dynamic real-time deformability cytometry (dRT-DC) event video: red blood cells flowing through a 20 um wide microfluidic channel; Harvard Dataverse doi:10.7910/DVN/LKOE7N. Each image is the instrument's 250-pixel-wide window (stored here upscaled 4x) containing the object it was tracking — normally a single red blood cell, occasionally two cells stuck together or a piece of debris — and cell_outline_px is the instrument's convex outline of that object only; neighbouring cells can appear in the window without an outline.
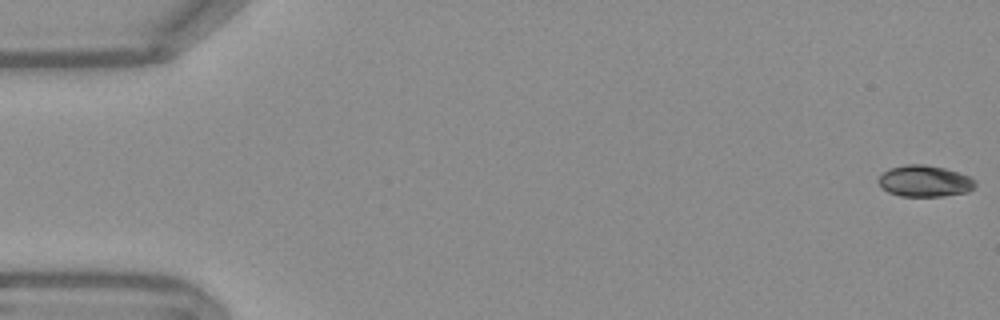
{"species": "Egyptian fruit bat (a non-hibernating species)", "species_latin": "Rousettus aegyptiacus", "temperature_condition": "warm", "stored_images_in_passage": 54, "camera_frame_rate_fps": 3000, "um_per_image_px": 0.085, "frame": {"image": 1, "passage_image": 1, "time_ms": 0.0, "image_size_px": [1000, 320], "cell_outline_px": [[976, 184], [968, 192], [944, 196], [900, 196], [888, 192], [876, 180], [888, 168], [904, 164], [924, 164], [944, 168], [968, 176], [976, 180]], "centroid_in_image_um": [78.58, 15.39], "position_along_channel_um": 6.4, "area_um2": 17.69}}
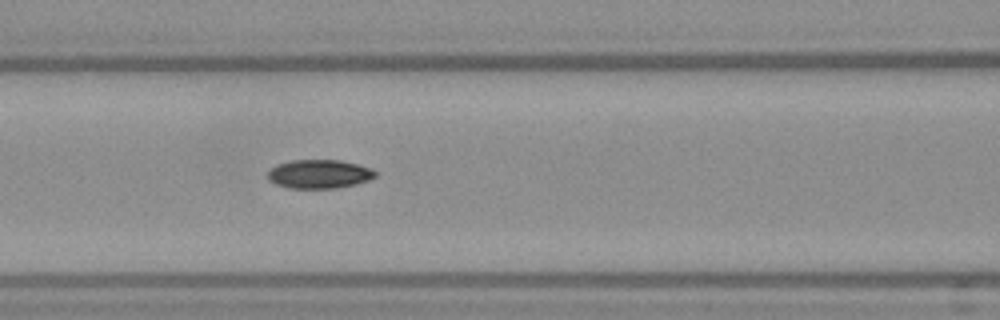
{"frame": {"image": 2, "passage_image": 23, "time_ms": 7.333, "image_size_px": [1000, 320], "cell_outline_px": [[376, 176], [368, 180], [356, 184], [336, 188], [288, 188], [276, 184], [268, 180], [268, 172], [276, 164], [292, 160], [340, 160], [372, 168], [376, 172]], "centroid_in_image_um": [27.13, 14.79], "position_along_channel_um": 139.5, "area_um2": 18.03}}
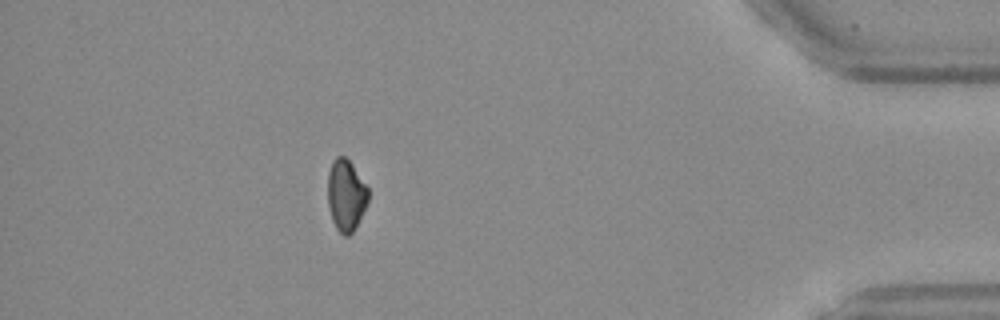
{"frame": {"image": 3, "passage_image": 48, "time_ms": 15.667, "image_size_px": [1000, 320], "cell_outline_px": [[368, 200], [352, 232], [348, 236], [344, 236], [336, 228], [332, 220], [328, 204], [328, 172], [332, 160], [336, 156], [344, 156], [352, 164], [368, 188]], "centroid_in_image_um": [29.38, 16.56], "position_along_channel_um": 405.8, "area_um2": 16.59}, "authors_computed_cell_mechanics": {"area_um2": 17.7446, "velocity_mm_per_s": 3.7916, "shape_relaxation_time_tau1_ms": 6.6719, "shape_relaxation_time_tau2_ms": 6.4061, "deformation_change_tau1": 0.1772, "deformation_change_tau2": 0.0749}}